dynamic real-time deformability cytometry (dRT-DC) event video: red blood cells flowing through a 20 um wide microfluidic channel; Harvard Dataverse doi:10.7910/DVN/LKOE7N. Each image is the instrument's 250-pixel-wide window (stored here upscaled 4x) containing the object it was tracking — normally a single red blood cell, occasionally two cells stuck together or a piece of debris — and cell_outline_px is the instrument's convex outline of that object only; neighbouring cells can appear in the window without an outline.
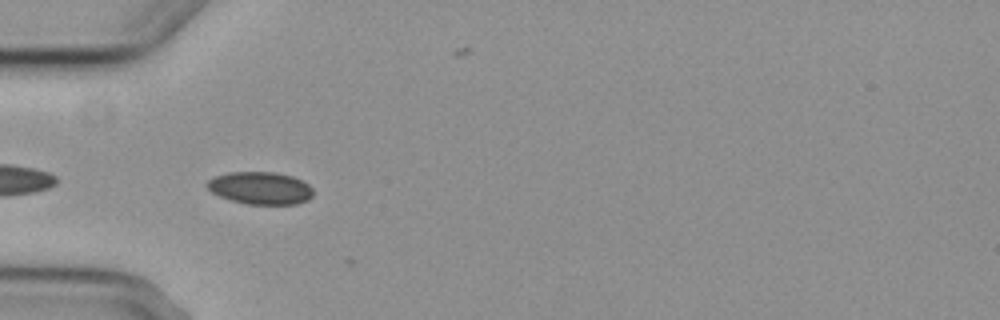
{"species": "common noctule bat (a hibernating species)", "species_latin": "Nyctalus noctula", "temperature_condition": "cold", "stored_images_in_passage": 6, "camera_frame_rate_fps": 3000, "um_per_image_px": 0.085, "animal": {"sex": "female", "body_mass_g": 29.2, "forearm_length_mm": 56.3}, "frame": {"image": 1, "passage_image": 6, "time_ms": 6.0, "image_size_px": [1000, 320], "cell_outline_px": [[312, 196], [308, 200], [296, 204], [248, 204], [232, 200], [220, 196], [212, 192], [204, 184], [212, 176], [228, 172], [276, 172], [292, 176], [308, 184], [312, 188]], "centroid_in_image_um": [22.1, 15.97], "position_along_channel_um": 62.9, "area_um2": 20.11}}